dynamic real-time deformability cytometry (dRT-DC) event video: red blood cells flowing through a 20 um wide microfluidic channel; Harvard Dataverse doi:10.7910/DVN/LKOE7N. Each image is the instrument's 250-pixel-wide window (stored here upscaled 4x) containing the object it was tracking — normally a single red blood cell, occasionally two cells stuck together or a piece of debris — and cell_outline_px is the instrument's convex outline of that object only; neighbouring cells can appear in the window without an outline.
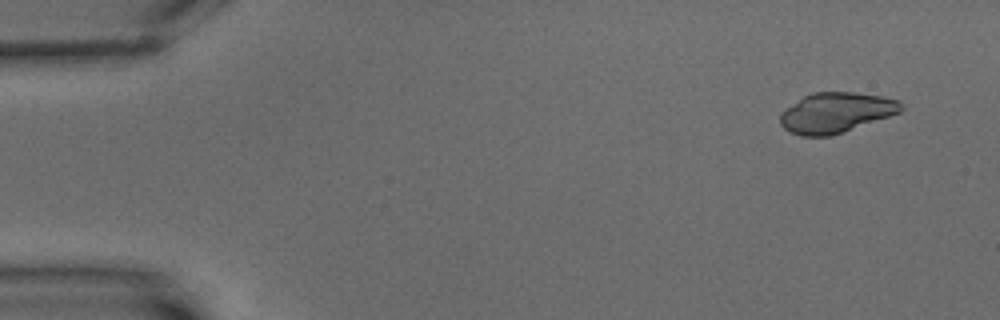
{"species": "common noctule bat (a hibernating species)", "species_latin": "Nyctalus noctula", "temperature_condition": "warm", "stored_images_in_passage": 5, "camera_frame_rate_fps": 3000, "um_per_image_px": 0.085, "animal": {"sex": "male", "body_mass_g": 15.6}, "frame": {"image": 1, "passage_image": 1, "time_ms": 0.0, "image_size_px": [1000, 320], "cell_outline_px": [[904, 108], [900, 112], [844, 132], [832, 136], [800, 136], [788, 132], [780, 124], [780, 116], [788, 108], [804, 96], [812, 92], [852, 92], [880, 96], [900, 100], [904, 104]], "centroid_in_image_um": [71.08, 9.58], "position_along_channel_um": 13.9, "area_um2": 28.21}}